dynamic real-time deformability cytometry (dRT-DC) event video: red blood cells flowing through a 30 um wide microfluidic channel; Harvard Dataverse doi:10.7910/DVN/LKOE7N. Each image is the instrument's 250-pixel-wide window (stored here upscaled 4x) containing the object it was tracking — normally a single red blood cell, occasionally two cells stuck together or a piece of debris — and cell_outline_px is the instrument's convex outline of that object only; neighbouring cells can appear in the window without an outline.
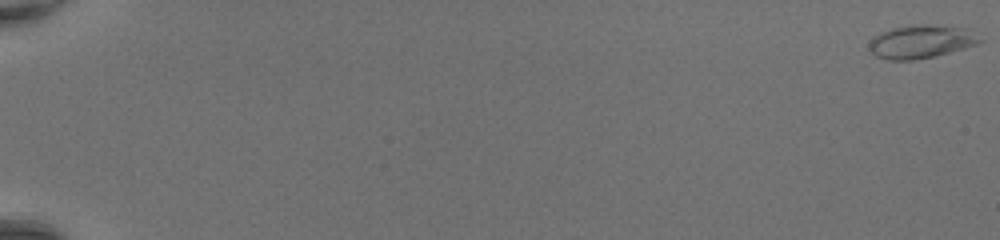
{"species": "common noctule bat (a hibernating species)", "species_latin": "Nyctalus noctula", "temperature_condition": "room temperature", "stored_images_in_passage": 50, "camera_frame_rate_fps": 3000, "um_per_image_px": 0.085, "animal": {"sex": "female", "body_mass_g": 20.0, "forearm_length_mm": 54.0}, "frame": {"image": 1, "passage_image": 1, "time_ms": 0.0, "image_size_px": [1000, 240], "cell_outline_px": [[984, 40], [976, 44], [964, 48], [932, 56], [912, 60], [888, 60], [876, 56], [868, 48], [868, 44], [872, 36], [880, 32], [892, 28], [916, 24], [924, 24], [964, 28]], "centroid_in_image_um": [78.21, 3.53], "position_along_channel_um": 6.8, "area_um2": 21.21}}
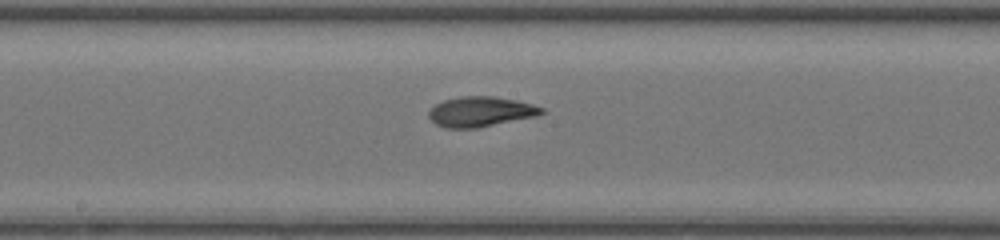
{"frame": {"image": 2, "passage_image": 30, "time_ms": 9.667, "image_size_px": [1000, 240], "cell_outline_px": [[548, 112], [536, 116], [476, 128], [444, 128], [436, 124], [428, 116], [428, 112], [436, 104], [444, 100], [460, 96], [492, 96], [516, 100], [532, 104], [544, 108]], "centroid_in_image_um": [40.87, 9.49], "position_along_channel_um": 207.3, "area_um2": 19.77}}
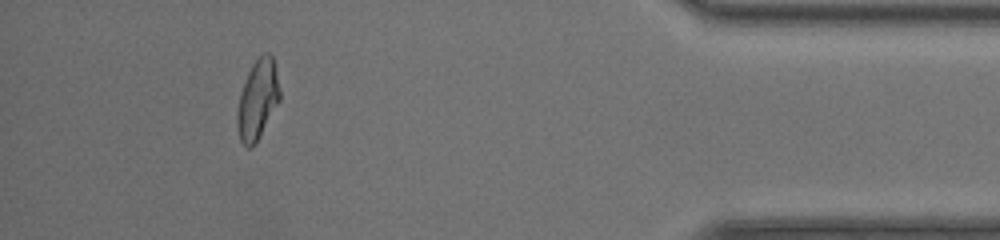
{"frame": {"image": 3, "passage_image": 47, "time_ms": 15.333, "image_size_px": [1000, 240], "cell_outline_px": [[280, 100], [256, 144], [252, 148], [248, 148], [240, 140], [236, 124], [236, 116], [240, 96], [248, 72], [252, 64], [264, 52], [268, 52], [272, 56], [280, 88]], "centroid_in_image_um": [21.9, 8.5], "position_along_channel_um": 413.3, "area_um2": 19.65}, "authors_computed_cell_mechanics": {"area_um2": 19.7676, "velocity_mm_per_s": 4.3992, "shape_relaxation_time_tau1_ms": 4.7952, "shape_relaxation_time_tau2_ms": 1.1013, "deformation_change_tau1": 0.2206, "deformation_change_tau2": 0.0668}}